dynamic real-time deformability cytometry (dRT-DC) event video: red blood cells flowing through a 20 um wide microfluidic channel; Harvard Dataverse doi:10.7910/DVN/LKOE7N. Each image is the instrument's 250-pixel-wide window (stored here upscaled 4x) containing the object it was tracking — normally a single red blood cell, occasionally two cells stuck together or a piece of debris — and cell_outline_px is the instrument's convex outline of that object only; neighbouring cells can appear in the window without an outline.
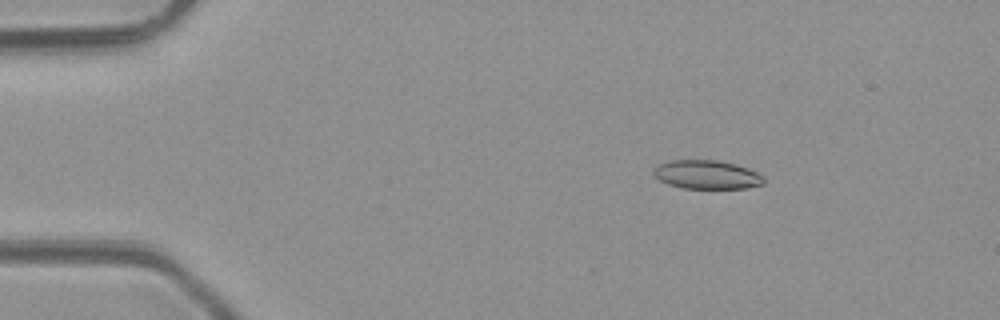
{"species": "common noctule bat (a hibernating species)", "species_latin": "Nyctalus noctula", "temperature_condition": "room temperature", "stored_images_in_passage": 4, "camera_frame_rate_fps": 3000, "um_per_image_px": 0.085, "animal": {"sex": "male", "body_mass_g": 23.1, "forearm_length_mm": 52.7}, "frame": {"image": 1, "passage_image": 2, "time_ms": 1.0, "image_size_px": [1000, 320], "cell_outline_px": [[764, 184], [748, 188], [684, 188], [668, 184], [660, 180], [652, 172], [660, 164], [672, 160], [716, 160], [736, 164], [748, 168], [764, 176]], "centroid_in_image_um": [60.12, 14.84], "position_along_channel_um": 24.9, "area_um2": 18.32}}
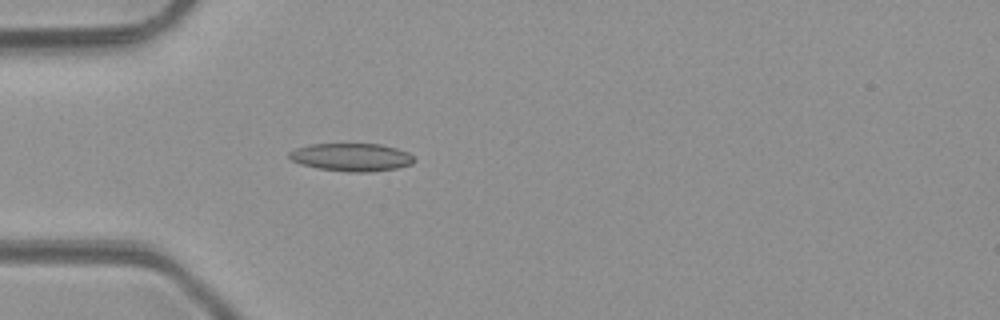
{"frame": {"image": 2, "passage_image": 4, "time_ms": 3.333, "image_size_px": [1000, 320], "cell_outline_px": [[416, 160], [412, 164], [396, 168], [368, 172], [348, 172], [320, 168], [304, 164], [292, 160], [288, 156], [288, 152], [296, 148], [312, 144], [380, 144], [396, 148], [408, 152]], "centroid_in_image_um": [29.91, 13.35], "position_along_channel_um": 55.1, "area_um2": 20.11}}